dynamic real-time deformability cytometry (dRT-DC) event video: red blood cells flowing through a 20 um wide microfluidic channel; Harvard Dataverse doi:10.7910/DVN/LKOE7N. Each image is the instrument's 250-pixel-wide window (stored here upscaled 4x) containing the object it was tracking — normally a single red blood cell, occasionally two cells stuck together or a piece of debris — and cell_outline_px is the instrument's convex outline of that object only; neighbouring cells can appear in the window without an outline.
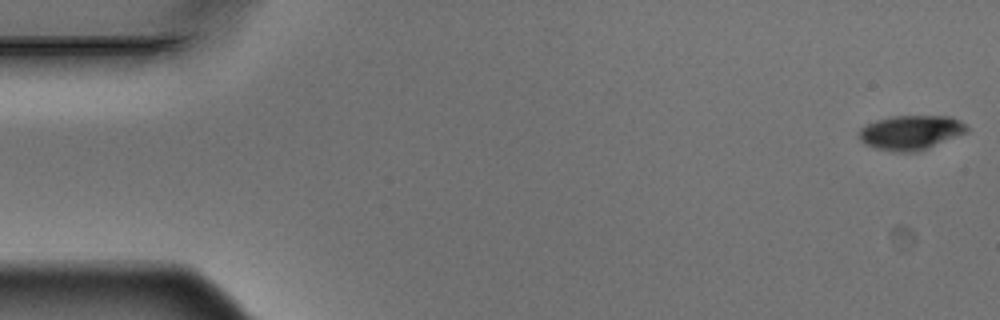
{"species": "Egyptian fruit bat (a non-hibernating species)", "species_latin": "Rousettus aegyptiacus", "temperature_condition": "warm", "stored_images_in_passage": 3, "camera_frame_rate_fps": 3000, "um_per_image_px": 0.085, "animal": {"sex": "male"}, "frame": {"image": 1, "passage_image": 1, "time_ms": 0.0, "image_size_px": [1000, 320], "cell_outline_px": [[968, 132], [916, 152], [900, 152], [876, 148], [864, 144], [860, 140], [860, 128], [876, 120], [892, 116], [952, 116], [960, 120], [968, 128]], "centroid_in_image_um": [77.43, 11.25], "position_along_channel_um": 7.6, "area_um2": 21.44}}